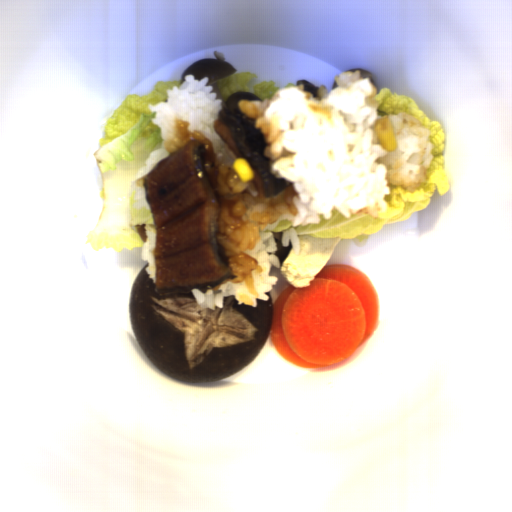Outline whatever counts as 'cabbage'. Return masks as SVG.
<instances>
[{
  "mask_svg": "<svg viewBox=\"0 0 512 512\" xmlns=\"http://www.w3.org/2000/svg\"><path fill=\"white\" fill-rule=\"evenodd\" d=\"M291 227H293V222L291 218L283 219L280 222H278L277 226L273 230H269L266 228L265 232H271L273 234L274 232H283Z\"/></svg>",
  "mask_w": 512,
  "mask_h": 512,
  "instance_id": "cabbage-4",
  "label": "cabbage"
},
{
  "mask_svg": "<svg viewBox=\"0 0 512 512\" xmlns=\"http://www.w3.org/2000/svg\"><path fill=\"white\" fill-rule=\"evenodd\" d=\"M378 102L376 109L380 116L399 115L401 111L418 119L420 126L431 131L427 139L434 143L430 154L433 155L432 164L425 169L427 181L411 192L402 185L389 186V194L383 195L386 201V212L379 211L378 217L369 213H351L349 218L341 214L334 206L331 218L326 219L323 213L319 223H301L295 228L297 236H307L321 239H355L358 242L366 241L368 237L382 230L384 226L405 222L416 212L425 209L431 201L434 192L443 196L449 189V179L445 161V136L440 121L430 119L419 107L413 98L398 95L389 87H384L373 98Z\"/></svg>",
  "mask_w": 512,
  "mask_h": 512,
  "instance_id": "cabbage-2",
  "label": "cabbage"
},
{
  "mask_svg": "<svg viewBox=\"0 0 512 512\" xmlns=\"http://www.w3.org/2000/svg\"><path fill=\"white\" fill-rule=\"evenodd\" d=\"M258 75L249 71H236L234 75L222 78L217 85L221 96L225 100L237 92H250L261 101L264 98L271 100L274 93L279 89L274 81L266 80L264 83H255Z\"/></svg>",
  "mask_w": 512,
  "mask_h": 512,
  "instance_id": "cabbage-3",
  "label": "cabbage"
},
{
  "mask_svg": "<svg viewBox=\"0 0 512 512\" xmlns=\"http://www.w3.org/2000/svg\"><path fill=\"white\" fill-rule=\"evenodd\" d=\"M185 80L157 82L151 92L127 95L106 118L93 154L99 169L103 206L87 235L91 248L122 251L143 248L147 232H158L146 188L135 182L148 155L165 141L148 104L167 101L168 90Z\"/></svg>",
  "mask_w": 512,
  "mask_h": 512,
  "instance_id": "cabbage-1",
  "label": "cabbage"
}]
</instances>
